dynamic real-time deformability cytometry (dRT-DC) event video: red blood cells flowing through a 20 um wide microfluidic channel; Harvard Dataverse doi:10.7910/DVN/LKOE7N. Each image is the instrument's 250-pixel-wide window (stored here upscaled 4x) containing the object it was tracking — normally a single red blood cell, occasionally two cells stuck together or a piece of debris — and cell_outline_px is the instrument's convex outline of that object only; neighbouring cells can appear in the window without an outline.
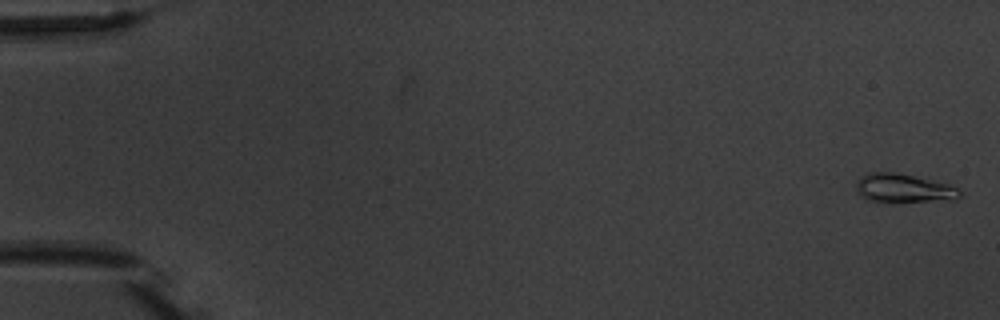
{"species": "common noctule bat (a hibernating species)", "species_latin": "Nyctalus noctula", "temperature_condition": "warm", "stored_images_in_passage": 6, "camera_frame_rate_fps": 3000, "um_per_image_px": 0.085, "animal": {"sex": "male", "body_mass_g": 20.1, "forearm_length_mm": 53.5}, "frame": {"image": 1, "passage_image": 1, "time_ms": 0.0, "image_size_px": [1000, 320], "cell_outline_px": [[964, 196], [952, 200], [892, 204], [864, 200], [860, 196], [856, 188], [856, 184], [860, 176], [868, 172], [896, 172], [948, 184], [956, 188]], "centroid_in_image_um": [76.77, 16.05], "position_along_channel_um": 8.2, "area_um2": 18.09}}